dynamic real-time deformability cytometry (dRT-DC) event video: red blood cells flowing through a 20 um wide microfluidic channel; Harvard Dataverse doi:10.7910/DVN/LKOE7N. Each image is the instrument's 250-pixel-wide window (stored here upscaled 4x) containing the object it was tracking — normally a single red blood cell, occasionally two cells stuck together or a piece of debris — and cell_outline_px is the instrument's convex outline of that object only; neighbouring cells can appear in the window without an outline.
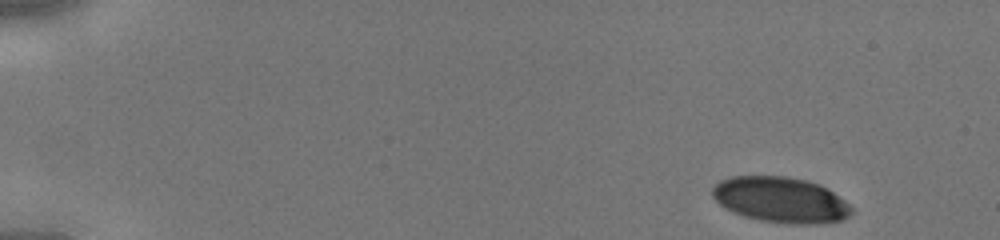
{"species": "human", "species_latin": "Homo sapiens", "temperature_condition": "cold", "stored_images_in_passage": 41, "camera_frame_rate_fps": 3000, "um_per_image_px": 0.085, "donor": {"sex": "male"}, "frame": {"image": 1, "passage_image": 1, "time_ms": 0.0, "image_size_px": [1000, 240], "cell_outline_px": [[852, 212], [844, 220], [816, 224], [788, 224], [760, 220], [744, 216], [732, 212], [720, 204], [712, 196], [712, 188], [720, 180], [732, 176], [784, 176], [804, 180], [820, 184], [844, 200], [852, 208]], "centroid_in_image_um": [66.35, 16.99], "position_along_channel_um": 18.7, "area_um2": 36.93}}
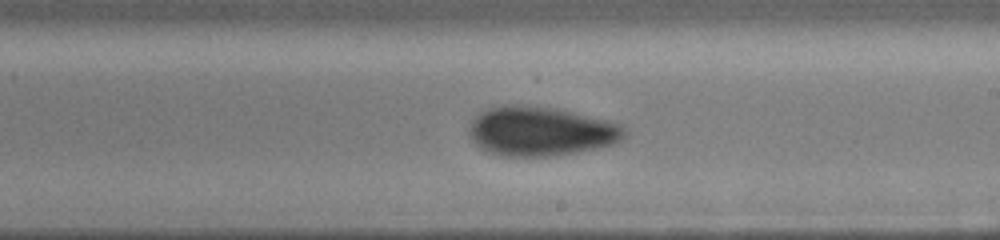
{"frame": {"image": 2, "passage_image": 24, "time_ms": 7.667, "image_size_px": [1000, 240], "cell_outline_px": [[628, 132], [620, 140], [612, 144], [596, 148], [556, 156], [504, 156], [488, 152], [480, 148], [472, 140], [468, 132], [468, 128], [472, 120], [480, 112], [488, 108], [500, 104], [524, 104], [560, 108], [608, 120], [620, 124]], "centroid_in_image_um": [45.94, 11.13], "position_along_channel_um": 243.1, "area_um2": 45.26}}
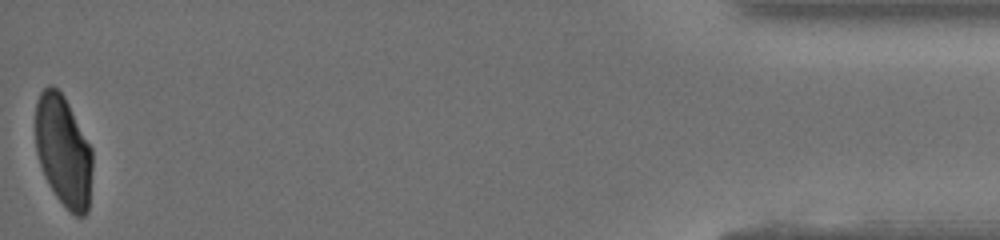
{"frame": {"image": 3, "passage_image": 41, "time_ms": 13.333, "image_size_px": [1000, 240], "cell_outline_px": [[92, 168], [88, 212], [84, 216], [76, 216], [56, 196], [44, 176], [36, 152], [36, 100], [40, 92], [48, 84], [52, 84], [64, 96], [92, 148]], "centroid_in_image_um": [5.38, 12.82], "position_along_channel_um": 429.8, "area_um2": 36.76}}